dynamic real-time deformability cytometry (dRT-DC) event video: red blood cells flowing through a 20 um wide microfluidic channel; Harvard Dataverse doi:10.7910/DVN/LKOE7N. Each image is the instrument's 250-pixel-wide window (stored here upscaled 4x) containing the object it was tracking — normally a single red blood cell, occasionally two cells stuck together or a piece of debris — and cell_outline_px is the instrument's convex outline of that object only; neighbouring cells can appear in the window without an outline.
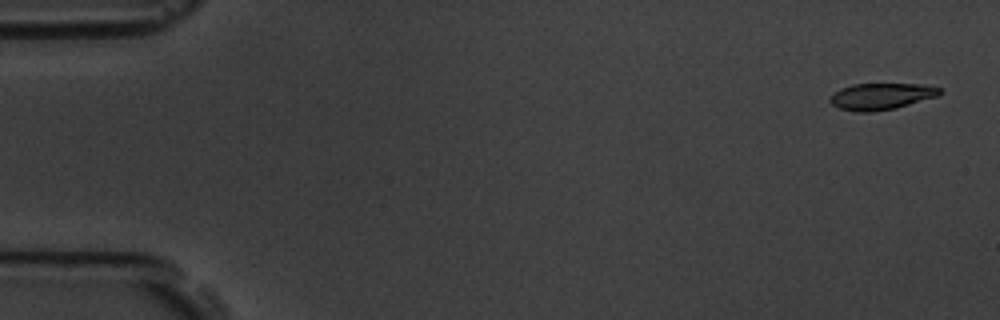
{"species": "common noctule bat (a hibernating species)", "species_latin": "Nyctalus noctula", "temperature_condition": "room temperature", "stored_images_in_passage": 5, "camera_frame_rate_fps": 3000, "um_per_image_px": 0.085, "animal": {"sex": "male", "body_mass_g": 19.5, "forearm_length_mm": 54.6}, "frame": {"image": 1, "passage_image": 1, "time_ms": 0.0, "image_size_px": [1000, 320], "cell_outline_px": [[944, 92], [940, 96], [896, 108], [868, 112], [856, 112], [840, 108], [832, 104], [828, 100], [840, 88], [852, 84], [920, 84], [940, 88]], "centroid_in_image_um": [74.95, 8.19], "position_along_channel_um": 10.1, "area_um2": 16.99}}